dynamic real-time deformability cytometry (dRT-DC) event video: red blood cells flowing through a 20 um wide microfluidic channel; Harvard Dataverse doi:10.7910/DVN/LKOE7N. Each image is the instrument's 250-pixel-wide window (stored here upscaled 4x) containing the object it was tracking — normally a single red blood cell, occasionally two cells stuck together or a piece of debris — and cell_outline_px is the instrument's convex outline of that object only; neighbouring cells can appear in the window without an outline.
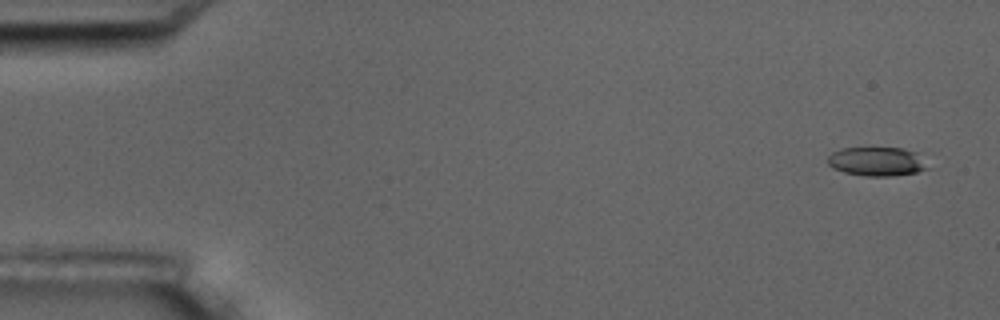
{"species": "common noctule bat (a hibernating species)", "species_latin": "Nyctalus noctula", "temperature_condition": "room temperature", "stored_images_in_passage": 5, "camera_frame_rate_fps": 3000, "um_per_image_px": 0.085, "animal": {"sex": "male", "body_mass_g": 17.5, "forearm_length_mm": 52.3}, "frame": {"image": 1, "passage_image": 1, "time_ms": 0.0, "image_size_px": [1000, 320], "cell_outline_px": [[928, 168], [916, 172], [892, 176], [864, 176], [844, 172], [832, 168], [828, 164], [828, 156], [832, 152], [840, 148], [904, 148], [916, 152]], "centroid_in_image_um": [74.48, 13.72], "position_along_channel_um": 10.5, "area_um2": 16.76}}